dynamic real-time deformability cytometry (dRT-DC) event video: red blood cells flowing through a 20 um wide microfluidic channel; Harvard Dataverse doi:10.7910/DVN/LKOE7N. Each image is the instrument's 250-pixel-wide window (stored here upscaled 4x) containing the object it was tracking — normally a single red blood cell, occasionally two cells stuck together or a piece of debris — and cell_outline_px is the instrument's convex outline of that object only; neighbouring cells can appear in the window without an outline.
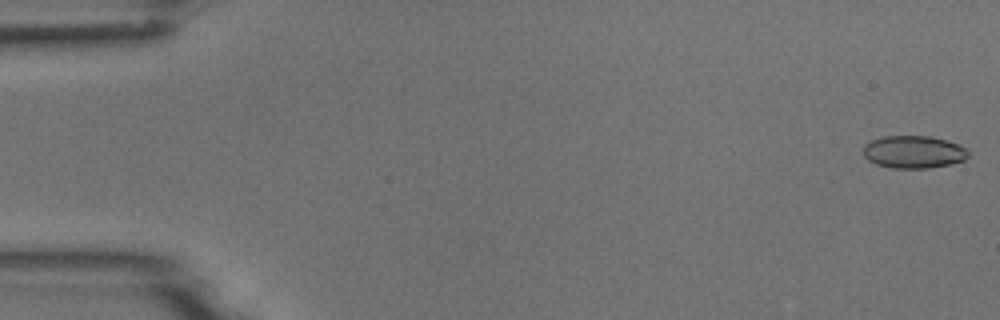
{"species": "common noctule bat (a hibernating species)", "species_latin": "Nyctalus noctula", "temperature_condition": "room temperature", "stored_images_in_passage": 5, "camera_frame_rate_fps": 3000, "um_per_image_px": 0.085, "animal": {"sex": "male", "body_mass_g": 18.8}, "frame": {"image": 1, "passage_image": 1, "time_ms": 0.0, "image_size_px": [1000, 320], "cell_outline_px": [[968, 156], [964, 160], [948, 164], [928, 168], [892, 168], [876, 164], [868, 160], [864, 156], [864, 144], [872, 140], [884, 136], [928, 136], [944, 140], [968, 148]], "centroid_in_image_um": [77.64, 12.92], "position_along_channel_um": 7.4, "area_um2": 19.77}}
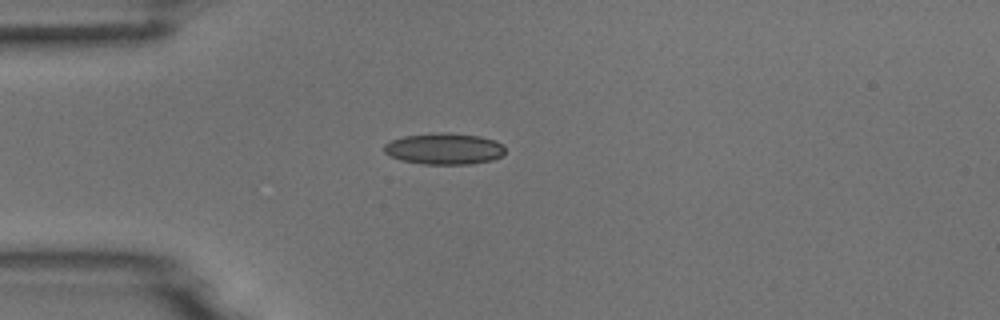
{"frame": {"image": 2, "passage_image": 4, "time_ms": 4.333, "image_size_px": [1000, 320], "cell_outline_px": [[504, 152], [500, 156], [492, 160], [468, 164], [424, 164], [400, 160], [384, 152], [384, 144], [392, 140], [404, 136], [440, 132], [448, 132], [480, 136], [496, 140], [504, 148]], "centroid_in_image_um": [37.75, 12.64], "position_along_channel_um": 47.3, "area_um2": 22.02}}